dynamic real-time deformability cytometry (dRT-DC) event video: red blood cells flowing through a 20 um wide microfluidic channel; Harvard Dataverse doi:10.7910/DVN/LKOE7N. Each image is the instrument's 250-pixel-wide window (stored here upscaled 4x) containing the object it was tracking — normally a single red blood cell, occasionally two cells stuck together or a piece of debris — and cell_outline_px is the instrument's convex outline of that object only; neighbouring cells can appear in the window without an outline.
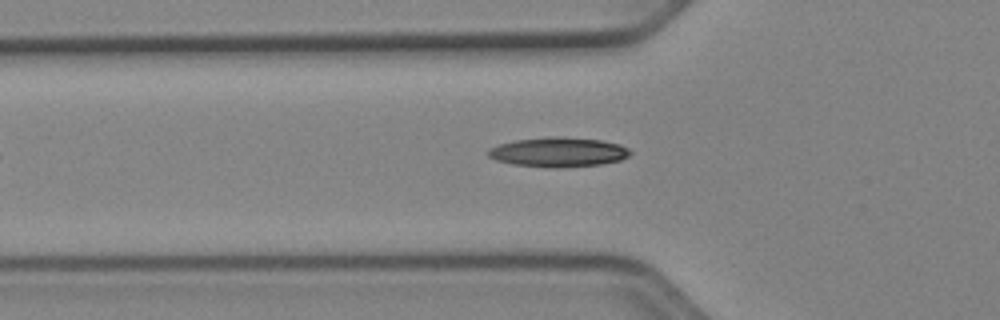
{"species": "Egyptian fruit bat (a non-hibernating species)", "species_latin": "Rousettus aegyptiacus", "temperature_condition": "cold", "stored_images_in_passage": 37, "camera_frame_rate_fps": 3000, "um_per_image_px": 0.085, "animal": {"sex": "female"}, "frame": {"image": 1, "passage_image": 6, "time_ms": 1.667, "image_size_px": [1000, 320], "cell_outline_px": [[632, 152], [628, 156], [620, 160], [604, 164], [560, 168], [548, 168], [512, 164], [496, 160], [488, 156], [488, 148], [500, 144], [516, 140], [552, 136], [560, 136], [600, 140], [620, 144], [628, 148]], "centroid_in_image_um": [47.47, 12.94], "position_along_channel_um": 78.3, "area_um2": 24.68}}
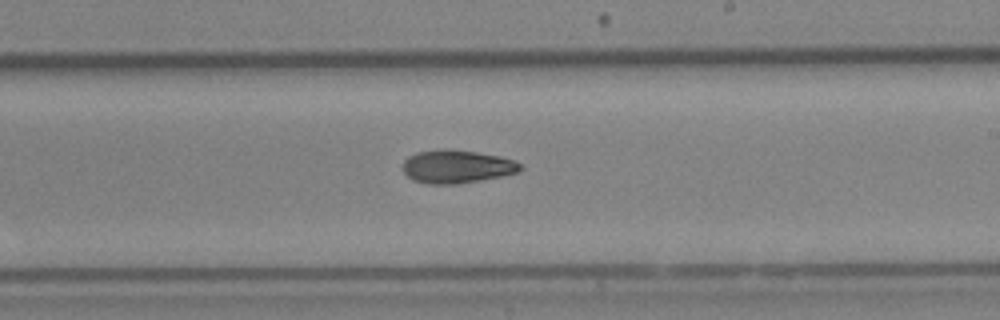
{"frame": {"image": 2, "passage_image": 19, "time_ms": 6.0, "image_size_px": [1000, 320], "cell_outline_px": [[524, 168], [520, 172], [480, 180], [456, 184], [428, 184], [412, 180], [404, 172], [404, 160], [408, 156], [416, 152], [476, 152], [500, 156], [512, 160], [520, 164]], "centroid_in_image_um": [38.86, 14.21], "position_along_channel_um": 250.1, "area_um2": 21.85}}
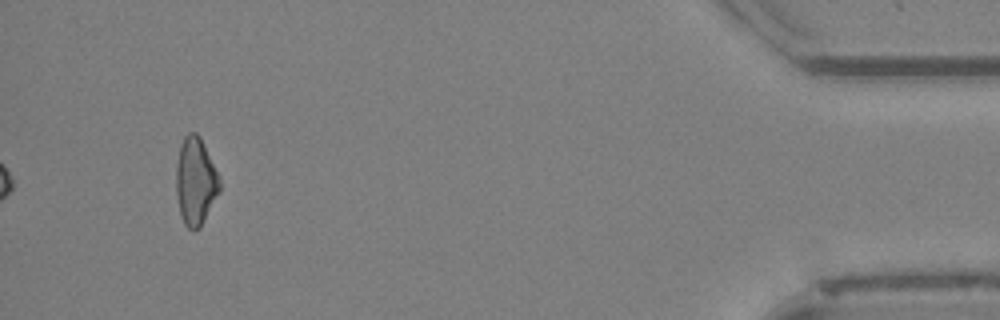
{"frame": {"image": 3, "passage_image": 37, "time_ms": 12.0, "image_size_px": [1000, 320], "cell_outline_px": [[220, 192], [200, 228], [192, 232], [184, 224], [180, 216], [176, 196], [176, 164], [180, 144], [184, 136], [188, 132], [196, 132], [200, 136], [220, 176]], "centroid_in_image_um": [16.62, 15.42], "position_along_channel_um": 418.6, "area_um2": 22.72}, "authors_computed_cell_mechanics": {"area_um2": 22.4842, "velocity_mm_per_s": 3.976, "shape_relaxation_time_tau1_ms": 6.6225, "shape_relaxation_time_tau2_ms": null, "deformation_change_tau1": 0.1554, "deformation_change_tau2": null}}